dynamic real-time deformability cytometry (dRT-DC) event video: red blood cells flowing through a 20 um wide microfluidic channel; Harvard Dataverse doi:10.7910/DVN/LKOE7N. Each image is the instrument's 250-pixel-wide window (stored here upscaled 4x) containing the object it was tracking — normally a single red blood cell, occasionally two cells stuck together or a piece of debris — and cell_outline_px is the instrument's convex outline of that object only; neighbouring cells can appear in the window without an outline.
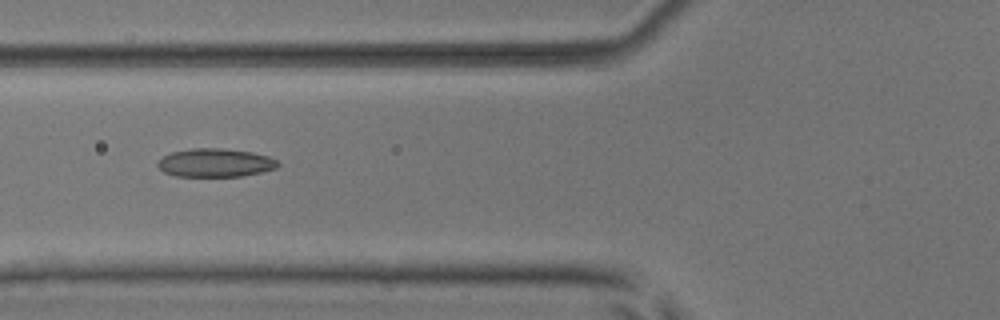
{"species": "common noctule bat (a hibernating species)", "species_latin": "Nyctalus noctula", "temperature_condition": "room temperature", "stored_images_in_passage": 8, "camera_frame_rate_fps": 3000, "um_per_image_px": 0.085, "animal": {"sex": "male", "body_mass_g": 17.9, "forearm_length_mm": 54.2}, "frame": {"image": 1, "passage_image": 6, "time_ms": 5.667, "image_size_px": [1000, 320], "cell_outline_px": [[280, 164], [276, 168], [260, 172], [240, 176], [176, 176], [164, 172], [156, 164], [164, 156], [172, 152], [192, 148], [220, 148], [252, 152], [268, 156], [276, 160]], "centroid_in_image_um": [18.3, 13.83], "position_along_channel_um": 107.5, "area_um2": 19.71}}
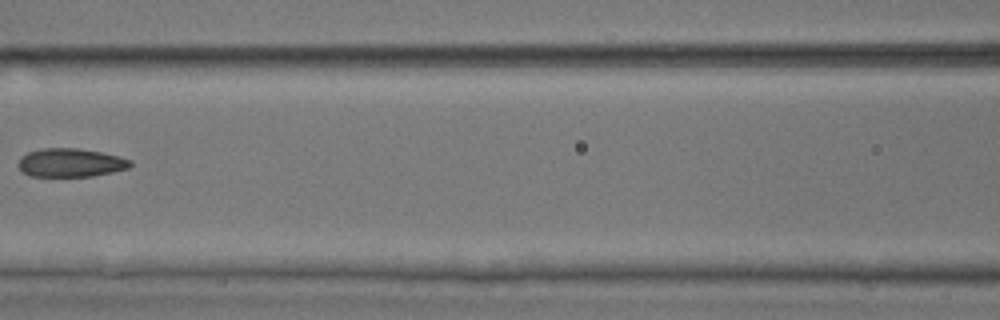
{"frame": {"image": 2, "passage_image": 7, "time_ms": 7.0, "image_size_px": [1000, 320], "cell_outline_px": [[132, 164], [128, 168], [112, 172], [92, 176], [28, 176], [20, 172], [16, 164], [20, 156], [28, 152], [40, 148], [76, 148], [100, 152], [120, 156], [132, 160]], "centroid_in_image_um": [5.94, 13.83], "position_along_channel_um": 160.7, "area_um2": 18.9}}
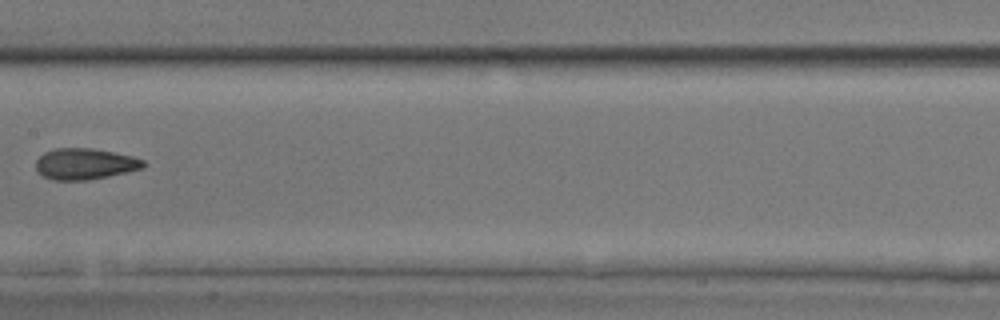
{"frame": {"image": 3, "passage_image": 8, "time_ms": 8.0, "image_size_px": [1000, 320], "cell_outline_px": [[148, 164], [144, 168], [108, 176], [88, 180], [52, 180], [36, 172], [36, 160], [44, 152], [56, 148], [92, 148], [132, 156], [144, 160]], "centroid_in_image_um": [7.22, 13.93], "position_along_channel_um": 200.2, "area_um2": 19.59}}